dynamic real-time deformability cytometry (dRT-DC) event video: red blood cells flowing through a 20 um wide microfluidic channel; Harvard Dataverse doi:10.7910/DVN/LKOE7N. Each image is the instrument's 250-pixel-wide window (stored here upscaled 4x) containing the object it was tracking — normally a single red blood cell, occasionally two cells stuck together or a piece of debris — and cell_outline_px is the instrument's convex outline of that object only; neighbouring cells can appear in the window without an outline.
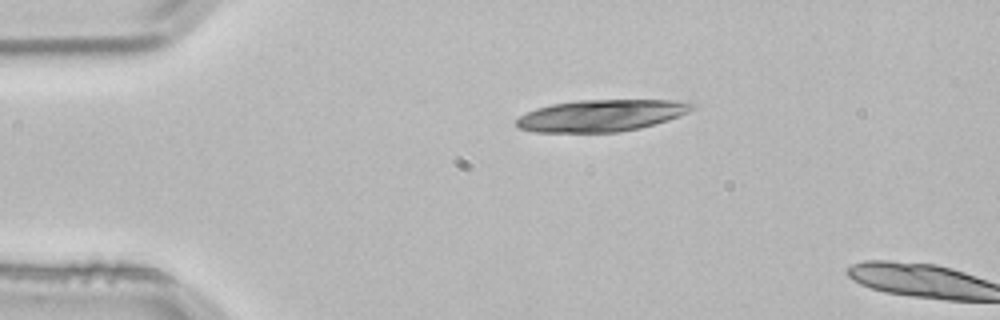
{"species": "common noctule bat (a hibernating species)", "species_latin": "Nyctalus noctula", "temperature_condition": "room temperature", "stored_images_in_passage": 2, "camera_frame_rate_fps": 3000, "um_per_image_px": 0.085, "animal": {"sex": "male", "body_mass_g": 21.5, "forearm_length_mm": 52.0}, "frame": {"image": 1, "passage_image": 1, "time_ms": 0.0, "image_size_px": [1000, 320], "cell_outline_px": [[696, 104], [688, 112], [668, 120], [640, 128], [620, 132], [536, 132], [520, 128], [516, 124], [516, 120], [520, 116], [536, 108], [552, 104], [576, 100], [676, 100]], "centroid_in_image_um": [51.11, 9.82], "position_along_channel_um": 33.9, "area_um2": 32.37}}